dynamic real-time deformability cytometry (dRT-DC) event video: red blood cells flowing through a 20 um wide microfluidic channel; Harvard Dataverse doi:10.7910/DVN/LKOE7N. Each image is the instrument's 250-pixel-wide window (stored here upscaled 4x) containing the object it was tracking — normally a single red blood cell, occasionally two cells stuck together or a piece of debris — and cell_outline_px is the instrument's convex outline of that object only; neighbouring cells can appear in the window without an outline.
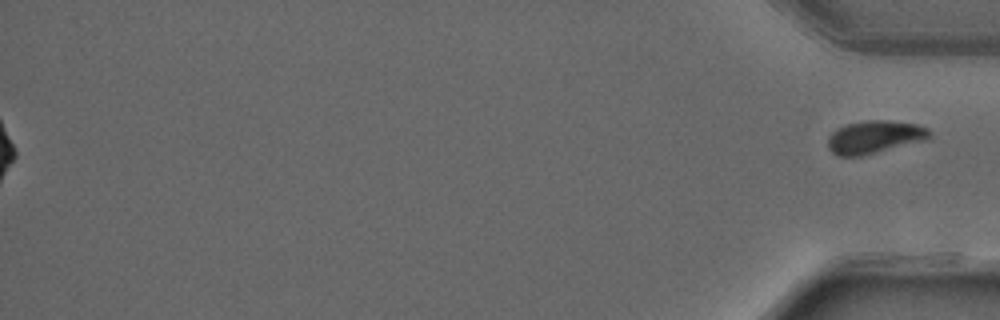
{"species": "common noctule bat (a hibernating species)", "species_latin": "Nyctalus noctula", "temperature_condition": "warm", "stored_images_in_passage": 49, "segment_of_instrument_passage": [2, 2], "camera_frame_rate_fps": 3000, "um_per_image_px": 0.085, "animal": {"sex": "male", "forearm_length_mm": 52.5}, "frame": {"image": 1, "passage_image": 49, "time_ms": 16.0, "image_size_px": [1000, 320], "cell_outline_px": [[932, 136], [920, 140], [860, 156], [836, 156], [828, 148], [828, 136], [836, 128], [860, 120], [888, 120], [916, 124], [928, 128], [932, 132]], "centroid_in_image_um": [74.27, 11.62], "position_along_channel_um": 360.9, "area_um2": 19.19}}